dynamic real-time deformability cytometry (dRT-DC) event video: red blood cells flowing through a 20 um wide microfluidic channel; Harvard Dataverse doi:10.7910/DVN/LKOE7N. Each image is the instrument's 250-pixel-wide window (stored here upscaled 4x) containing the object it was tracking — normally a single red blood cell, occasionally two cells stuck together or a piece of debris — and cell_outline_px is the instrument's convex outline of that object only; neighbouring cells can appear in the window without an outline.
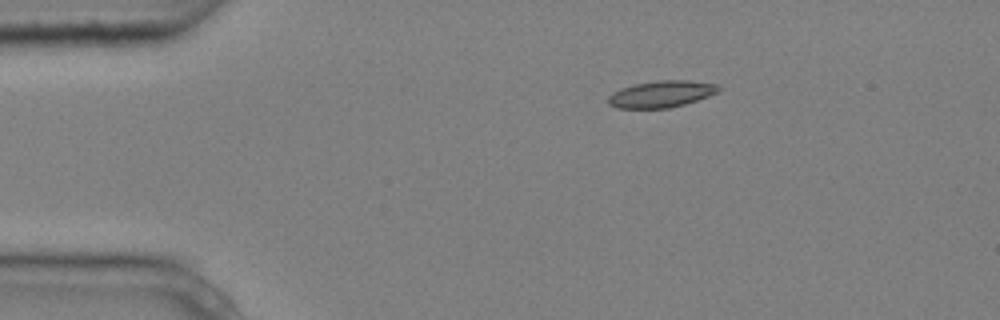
{"species": "common noctule bat (a hibernating species)", "species_latin": "Nyctalus noctula", "temperature_condition": "cold", "stored_images_in_passage": 5, "camera_frame_rate_fps": 3000, "um_per_image_px": 0.085, "animal": {"sex": "male", "body_mass_g": 20.4}, "frame": {"image": 1, "passage_image": 2, "time_ms": 0.333, "image_size_px": [1000, 320], "cell_outline_px": [[720, 88], [716, 92], [708, 96], [684, 104], [668, 108], [616, 108], [608, 104], [608, 96], [612, 92], [620, 88], [636, 84], [660, 80], [688, 80], [716, 84]], "centroid_in_image_um": [56.16, 7.99], "position_along_channel_um": 28.8, "area_um2": 16.99}}
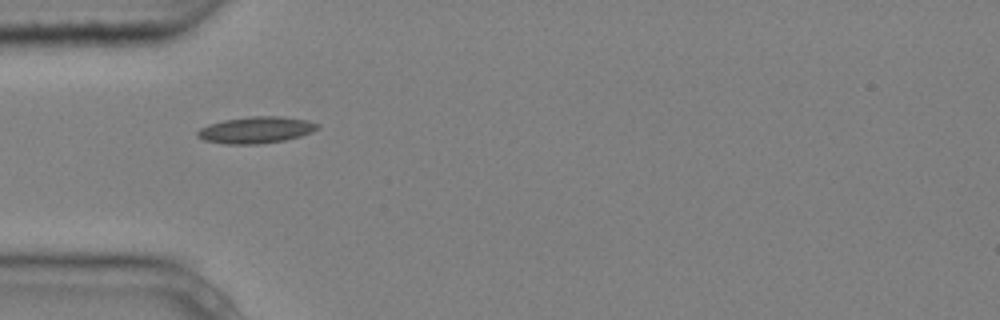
{"frame": {"image": 2, "passage_image": 4, "time_ms": 1.0, "image_size_px": [1000, 320], "cell_outline_px": [[320, 128], [312, 132], [300, 136], [284, 140], [260, 144], [224, 144], [204, 140], [196, 136], [196, 132], [200, 128], [208, 124], [224, 120], [252, 116], [280, 116], [308, 120], [320, 124]], "centroid_in_image_um": [21.77, 11.04], "position_along_channel_um": 63.2, "area_um2": 18.73}}
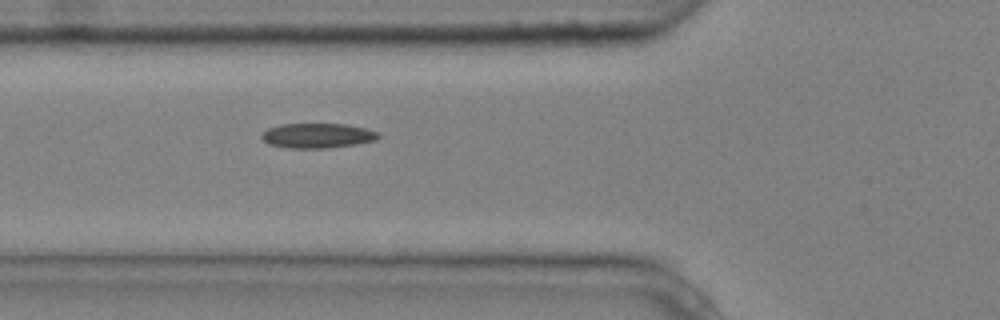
{"frame": {"image": 3, "passage_image": 5, "time_ms": 1.333, "image_size_px": [1000, 320], "cell_outline_px": [[380, 136], [376, 140], [356, 144], [328, 148], [288, 148], [268, 144], [260, 136], [268, 128], [280, 124], [348, 124], [368, 128], [376, 132]], "centroid_in_image_um": [26.99, 11.52], "position_along_channel_um": 98.8, "area_um2": 16.94}}